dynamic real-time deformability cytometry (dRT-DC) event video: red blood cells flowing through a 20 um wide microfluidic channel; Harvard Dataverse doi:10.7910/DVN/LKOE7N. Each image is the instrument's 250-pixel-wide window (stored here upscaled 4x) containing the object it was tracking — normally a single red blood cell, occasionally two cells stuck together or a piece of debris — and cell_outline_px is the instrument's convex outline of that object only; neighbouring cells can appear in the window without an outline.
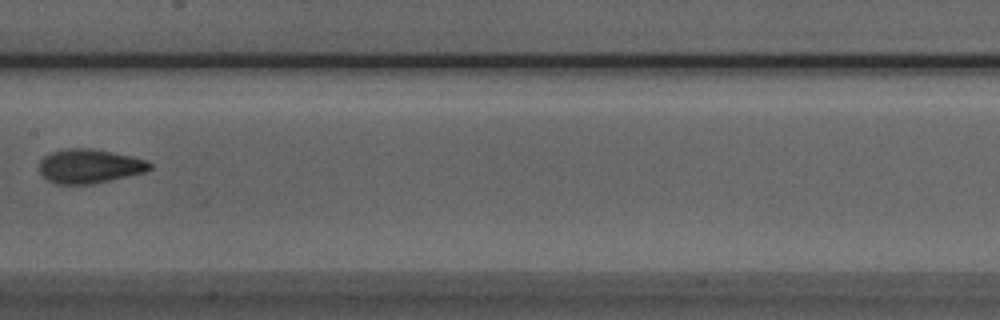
{"species": "Egyptian fruit bat (a non-hibernating species)", "species_latin": "Rousettus aegyptiacus", "temperature_condition": "room temperature", "stored_images_in_passage": 8, "camera_frame_rate_fps": 3000, "um_per_image_px": 0.085, "animal": {"sex": "male"}, "frame": {"image": 1, "passage_image": 7, "time_ms": 2.0, "image_size_px": [1000, 320], "cell_outline_px": [[152, 168], [144, 172], [128, 176], [92, 184], [56, 184], [48, 180], [40, 172], [40, 160], [44, 156], [52, 152], [68, 148], [92, 148], [132, 156], [148, 160], [152, 164]], "centroid_in_image_um": [7.62, 14.12], "position_along_channel_um": 199.8, "area_um2": 21.96}}
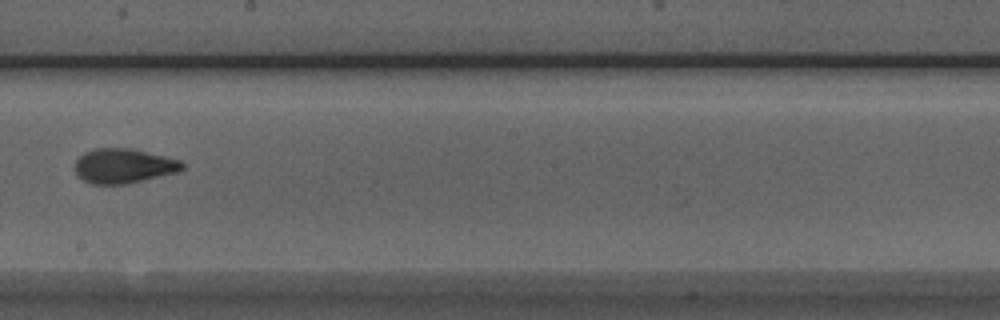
{"frame": {"image": 2, "passage_image": 8, "time_ms": 2.333, "image_size_px": [1000, 320], "cell_outline_px": [[184, 168], [176, 172], [124, 184], [92, 184], [76, 176], [72, 168], [76, 160], [84, 152], [92, 148], [132, 148], [180, 160], [184, 164]], "centroid_in_image_um": [10.43, 14.09], "position_along_channel_um": 237.8, "area_um2": 21.73}}